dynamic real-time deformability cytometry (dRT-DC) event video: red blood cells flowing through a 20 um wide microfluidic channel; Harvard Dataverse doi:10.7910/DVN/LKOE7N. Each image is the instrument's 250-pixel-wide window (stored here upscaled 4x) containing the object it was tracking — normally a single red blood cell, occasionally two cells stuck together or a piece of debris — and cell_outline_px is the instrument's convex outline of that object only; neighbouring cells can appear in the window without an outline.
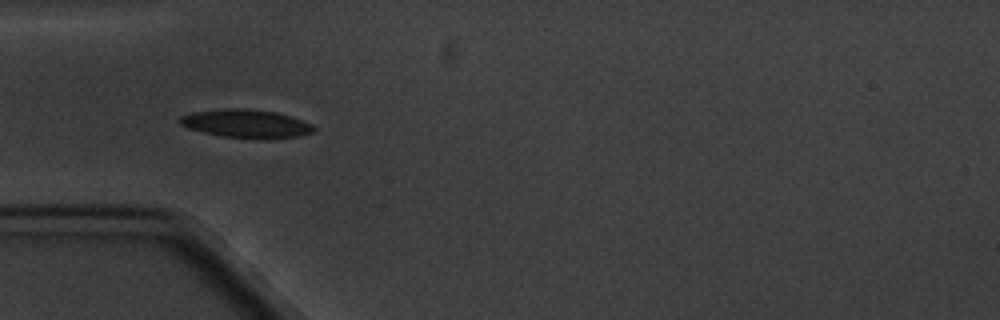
{"species": "common noctule bat (a hibernating species)", "species_latin": "Nyctalus noctula", "temperature_condition": "cold", "stored_images_in_passage": 5, "camera_frame_rate_fps": 3000, "um_per_image_px": 0.085, "animal": {"sex": "male", "body_mass_g": 20.1, "forearm_length_mm": 53.5}, "frame": {"image": 1, "passage_image": 4, "time_ms": 3.667, "image_size_px": [1000, 320], "cell_outline_px": [[316, 128], [312, 132], [300, 136], [268, 140], [264, 140], [220, 136], [188, 128], [180, 124], [176, 120], [180, 116], [192, 112], [224, 108], [240, 108], [276, 112], [312, 124]], "centroid_in_image_um": [20.9, 10.53], "position_along_channel_um": 64.1, "area_um2": 22.37}}